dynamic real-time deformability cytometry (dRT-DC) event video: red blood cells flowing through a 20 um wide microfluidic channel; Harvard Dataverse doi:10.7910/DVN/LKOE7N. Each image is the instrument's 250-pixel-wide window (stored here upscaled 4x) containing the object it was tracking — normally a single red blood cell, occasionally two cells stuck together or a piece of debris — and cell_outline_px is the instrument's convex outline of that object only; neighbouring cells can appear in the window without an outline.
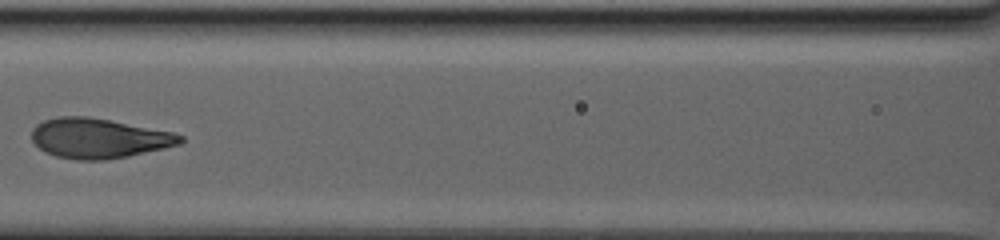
{"species": "human", "species_latin": "Homo sapiens", "temperature_condition": "warm", "stored_images_in_passage": 53, "segment_of_instrument_passage": [2, 2], "camera_frame_rate_fps": 3000, "um_per_image_px": 0.085, "donor": {"sex": "male"}, "frame": {"image": 1, "passage_image": 30, "time_ms": 13.0, "image_size_px": [1000, 240], "cell_outline_px": [[184, 140], [180, 144], [164, 148], [128, 156], [104, 160], [76, 160], [56, 156], [44, 152], [32, 140], [32, 128], [36, 124], [44, 120], [56, 116], [88, 116], [172, 132], [184, 136]], "centroid_in_image_um": [8.36, 11.75], "position_along_channel_um": 158.2, "area_um2": 34.51}}
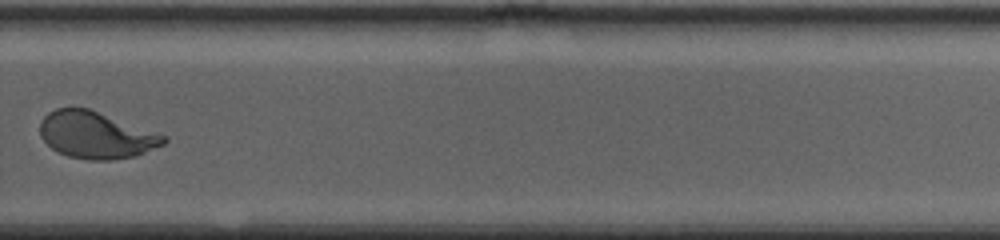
{"frame": {"image": 2, "passage_image": 37, "time_ms": 19.333, "image_size_px": [1000, 240], "cell_outline_px": [[168, 140], [164, 144], [144, 152], [132, 156], [108, 160], [88, 160], [68, 156], [52, 148], [40, 136], [40, 120], [48, 112], [56, 108], [88, 108], [168, 136]], "centroid_in_image_um": [8.15, 11.47], "position_along_channel_um": 321.6, "area_um2": 33.52}}
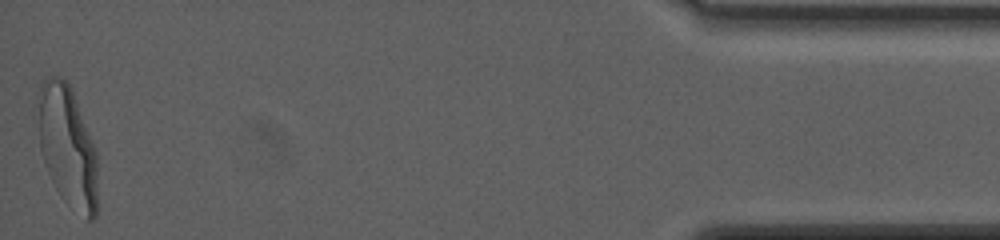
{"frame": {"image": 3, "passage_image": 53, "time_ms": 26.333, "image_size_px": [1000, 240], "cell_outline_px": [[96, 216], [92, 220], [88, 220], [68, 204], [60, 196], [44, 164], [40, 148], [40, 84], [44, 76], [60, 76], [72, 88], [96, 152]], "centroid_in_image_um": [5.74, 12.44], "position_along_channel_um": 429.5, "area_um2": 41.15}}